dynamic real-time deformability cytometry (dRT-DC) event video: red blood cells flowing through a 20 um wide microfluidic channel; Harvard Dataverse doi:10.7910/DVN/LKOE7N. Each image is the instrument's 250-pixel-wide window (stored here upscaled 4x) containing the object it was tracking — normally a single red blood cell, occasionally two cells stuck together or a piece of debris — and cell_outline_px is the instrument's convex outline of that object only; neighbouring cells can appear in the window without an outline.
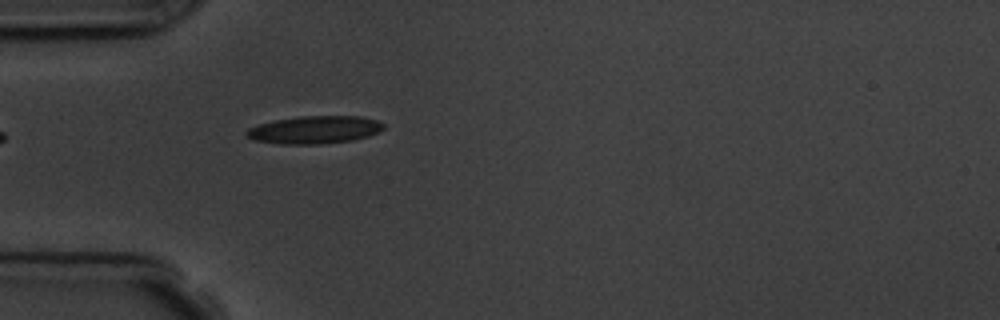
{"species": "common noctule bat (a hibernating species)", "species_latin": "Nyctalus noctula", "temperature_condition": "room temperature", "stored_images_in_passage": 1, "camera_frame_rate_fps": 3000, "um_per_image_px": 0.085, "animal": {"sex": "male", "body_mass_g": 19.5, "forearm_length_mm": 54.6}, "frame": {"image": 1, "passage_image": 1, "time_ms": 0.0, "image_size_px": [1000, 320], "cell_outline_px": [[384, 128], [380, 132], [368, 136], [352, 140], [320, 144], [280, 144], [252, 140], [244, 132], [248, 128], [260, 124], [276, 120], [300, 116], [360, 116], [376, 120], [384, 124]], "centroid_in_image_um": [26.74, 11.03], "position_along_channel_um": 58.3, "area_um2": 22.14}}